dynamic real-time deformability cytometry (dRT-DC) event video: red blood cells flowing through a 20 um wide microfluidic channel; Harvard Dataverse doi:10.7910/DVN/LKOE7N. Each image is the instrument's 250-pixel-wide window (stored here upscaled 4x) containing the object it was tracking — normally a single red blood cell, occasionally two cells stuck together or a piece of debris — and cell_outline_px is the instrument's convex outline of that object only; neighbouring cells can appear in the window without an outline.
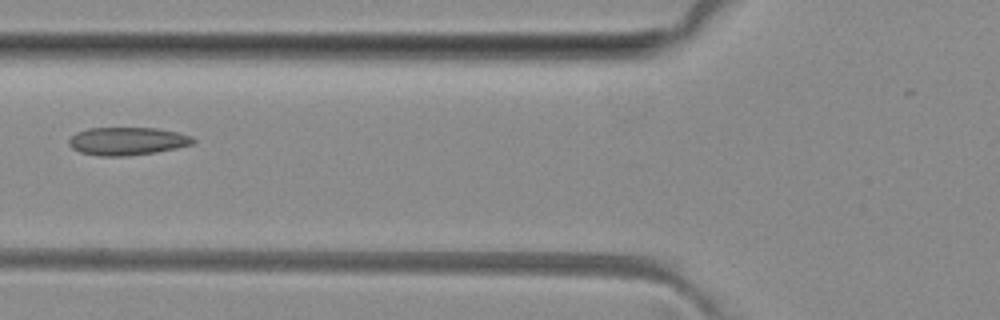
{"species": "common noctule bat (a hibernating species)", "species_latin": "Nyctalus noctula", "temperature_condition": "room temperature", "stored_images_in_passage": 5, "camera_frame_rate_fps": 3000, "um_per_image_px": 0.085, "animal": {"sex": "female", "body_mass_g": 29.2, "forearm_length_mm": 56.3}, "frame": {"image": 1, "passage_image": 5, "time_ms": 5.333, "image_size_px": [1000, 320], "cell_outline_px": [[196, 140], [192, 144], [176, 148], [156, 152], [128, 156], [100, 156], [80, 152], [72, 148], [68, 144], [68, 140], [76, 132], [88, 128], [156, 128], [176, 132], [192, 136]], "centroid_in_image_um": [10.8, 12.0], "position_along_channel_um": 115.0, "area_um2": 20.23}}